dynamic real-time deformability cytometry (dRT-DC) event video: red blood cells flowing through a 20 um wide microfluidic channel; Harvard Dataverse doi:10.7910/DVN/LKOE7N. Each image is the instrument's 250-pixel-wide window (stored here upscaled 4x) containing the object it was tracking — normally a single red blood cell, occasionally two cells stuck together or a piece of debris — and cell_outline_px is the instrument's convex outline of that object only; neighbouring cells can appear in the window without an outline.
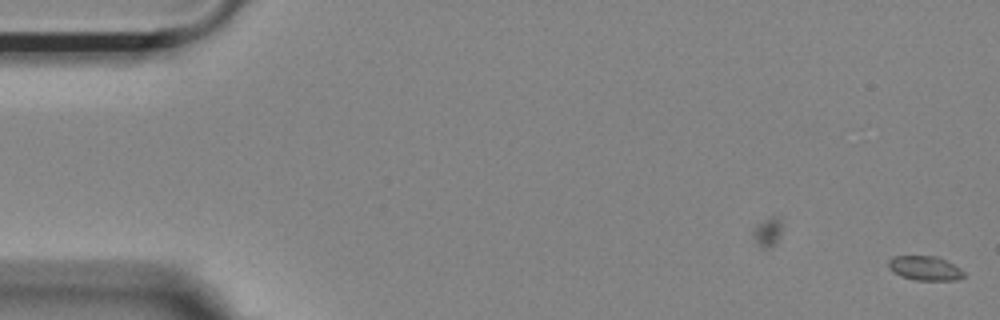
{"species": "Egyptian fruit bat (a non-hibernating species)", "species_latin": "Rousettus aegyptiacus", "temperature_condition": "room temperature", "stored_images_in_passage": 10, "camera_frame_rate_fps": 3000, "um_per_image_px": 0.085, "animal": {"sex": "female"}, "frame": {"image": 1, "passage_image": 10, "time_ms": 3.0, "image_size_px": [1000, 320], "cell_outline_px": [[968, 276], [956, 280], [916, 280], [900, 276], [888, 268], [888, 260], [892, 256], [936, 256], [960, 268]], "centroid_in_image_um": [78.62, 22.8], "position_along_channel_um": 6.4, "area_um2": 10.75}}